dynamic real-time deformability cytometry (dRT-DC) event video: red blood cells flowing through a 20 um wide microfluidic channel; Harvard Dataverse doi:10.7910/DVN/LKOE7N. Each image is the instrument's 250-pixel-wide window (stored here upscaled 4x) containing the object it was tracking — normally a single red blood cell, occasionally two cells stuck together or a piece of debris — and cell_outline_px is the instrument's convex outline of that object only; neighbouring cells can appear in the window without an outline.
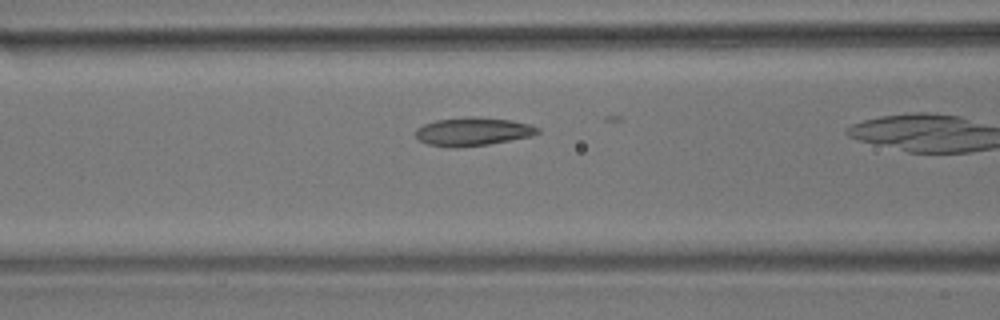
{"species": "common noctule bat (a hibernating species)", "species_latin": "Nyctalus noctula", "temperature_condition": "room temperature", "stored_images_in_passage": 20, "camera_frame_rate_fps": 3000, "um_per_image_px": 0.085, "animal": {"sex": "male", "body_mass_g": 17.9}, "frame": {"image": 1, "passage_image": 9, "time_ms": 2.667, "image_size_px": [1000, 320], "cell_outline_px": [[540, 132], [532, 136], [488, 144], [456, 148], [448, 148], [428, 144], [420, 140], [416, 136], [416, 128], [424, 124], [436, 120], [472, 116], [512, 120], [528, 124], [540, 128]], "centroid_in_image_um": [40.19, 11.19], "position_along_channel_um": 126.4, "area_um2": 20.17}}
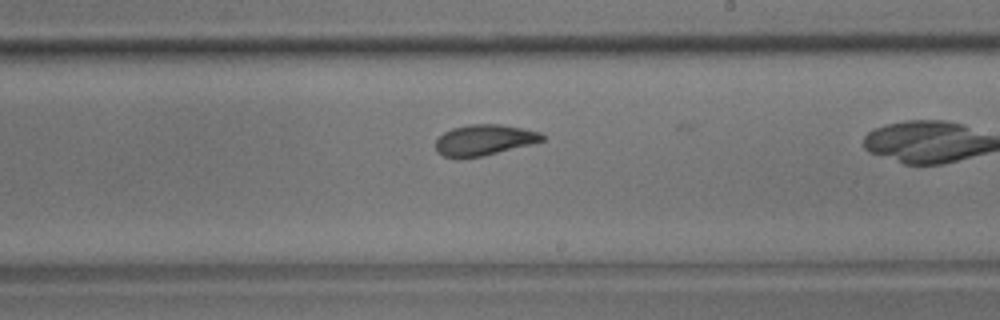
{"frame": {"image": 2, "passage_image": 19, "time_ms": 6.0, "image_size_px": [1000, 320], "cell_outline_px": [[544, 140], [532, 144], [484, 156], [460, 160], [456, 160], [444, 156], [436, 152], [436, 140], [444, 132], [452, 128], [468, 124], [500, 124], [540, 132], [544, 136]], "centroid_in_image_um": [41.11, 11.93], "position_along_channel_um": 247.9, "area_um2": 19.48}}